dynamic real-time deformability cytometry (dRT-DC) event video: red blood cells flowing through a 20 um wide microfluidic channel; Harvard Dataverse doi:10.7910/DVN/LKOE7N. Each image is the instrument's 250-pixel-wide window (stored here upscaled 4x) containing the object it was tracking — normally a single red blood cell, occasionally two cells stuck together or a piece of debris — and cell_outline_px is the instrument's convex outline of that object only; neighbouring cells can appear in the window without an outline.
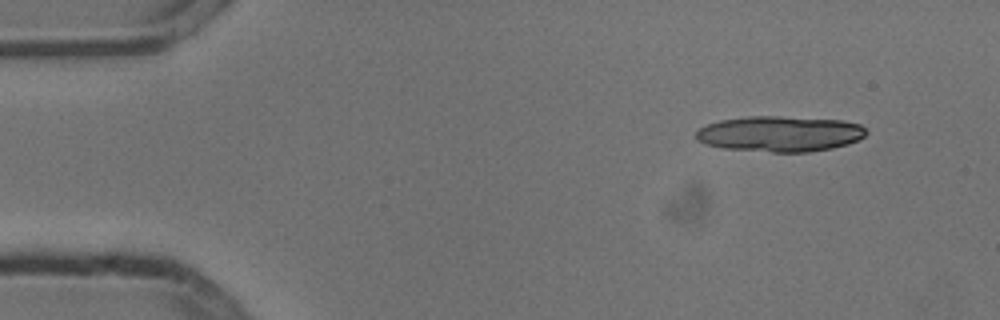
{"species": "common noctule bat (a hibernating species)", "species_latin": "Nyctalus noctula", "temperature_condition": "cold", "stored_images_in_passage": 5, "camera_frame_rate_fps": 3000, "um_per_image_px": 0.085, "animal": {"sex": "male", "body_mass_g": 13.3}, "frame": {"image": 1, "passage_image": 1, "time_ms": 0.0, "image_size_px": [1000, 320], "cell_outline_px": [[868, 132], [860, 140], [848, 144], [832, 148], [808, 152], [772, 152], [724, 148], [704, 144], [696, 140], [696, 132], [700, 128], [708, 124], [720, 120], [748, 116], [776, 116], [844, 120], [860, 124]], "centroid_in_image_um": [66.31, 11.37], "position_along_channel_um": 18.7, "area_um2": 35.49}}